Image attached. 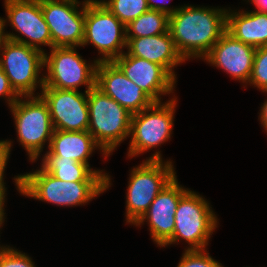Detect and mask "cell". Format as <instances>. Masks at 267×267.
I'll list each match as a JSON object with an SVG mask.
<instances>
[{"label": "cell", "mask_w": 267, "mask_h": 267, "mask_svg": "<svg viewBox=\"0 0 267 267\" xmlns=\"http://www.w3.org/2000/svg\"><path fill=\"white\" fill-rule=\"evenodd\" d=\"M14 178L19 192L23 195L60 206L87 203L106 190V182H65L43 167Z\"/></svg>", "instance_id": "obj_2"}, {"label": "cell", "mask_w": 267, "mask_h": 267, "mask_svg": "<svg viewBox=\"0 0 267 267\" xmlns=\"http://www.w3.org/2000/svg\"><path fill=\"white\" fill-rule=\"evenodd\" d=\"M149 10H155L162 13H165L168 16L173 15L179 8H168L164 3H166L165 0H159L157 3V0H146ZM155 2V3H154Z\"/></svg>", "instance_id": "obj_29"}, {"label": "cell", "mask_w": 267, "mask_h": 267, "mask_svg": "<svg viewBox=\"0 0 267 267\" xmlns=\"http://www.w3.org/2000/svg\"><path fill=\"white\" fill-rule=\"evenodd\" d=\"M187 191L188 189L179 186L175 176L156 196L145 214L134 225L139 226L147 219L152 239L163 247L173 236L177 205Z\"/></svg>", "instance_id": "obj_16"}, {"label": "cell", "mask_w": 267, "mask_h": 267, "mask_svg": "<svg viewBox=\"0 0 267 267\" xmlns=\"http://www.w3.org/2000/svg\"><path fill=\"white\" fill-rule=\"evenodd\" d=\"M160 152L131 171L127 189L126 221L135 224L148 210L156 196L176 176L170 161L163 164Z\"/></svg>", "instance_id": "obj_4"}, {"label": "cell", "mask_w": 267, "mask_h": 267, "mask_svg": "<svg viewBox=\"0 0 267 267\" xmlns=\"http://www.w3.org/2000/svg\"><path fill=\"white\" fill-rule=\"evenodd\" d=\"M227 10L226 31L235 39L255 48L267 46V14L257 11Z\"/></svg>", "instance_id": "obj_20"}, {"label": "cell", "mask_w": 267, "mask_h": 267, "mask_svg": "<svg viewBox=\"0 0 267 267\" xmlns=\"http://www.w3.org/2000/svg\"><path fill=\"white\" fill-rule=\"evenodd\" d=\"M75 49L52 47L50 56L44 53V67H47L48 74L44 76L43 88L78 91L80 85H85L88 92L95 86L98 61L87 65Z\"/></svg>", "instance_id": "obj_8"}, {"label": "cell", "mask_w": 267, "mask_h": 267, "mask_svg": "<svg viewBox=\"0 0 267 267\" xmlns=\"http://www.w3.org/2000/svg\"><path fill=\"white\" fill-rule=\"evenodd\" d=\"M40 4L53 47L82 46L86 4L80 12L77 0H40Z\"/></svg>", "instance_id": "obj_11"}, {"label": "cell", "mask_w": 267, "mask_h": 267, "mask_svg": "<svg viewBox=\"0 0 267 267\" xmlns=\"http://www.w3.org/2000/svg\"><path fill=\"white\" fill-rule=\"evenodd\" d=\"M5 185L3 181H0V226L2 225V223L4 222V198H5Z\"/></svg>", "instance_id": "obj_30"}, {"label": "cell", "mask_w": 267, "mask_h": 267, "mask_svg": "<svg viewBox=\"0 0 267 267\" xmlns=\"http://www.w3.org/2000/svg\"><path fill=\"white\" fill-rule=\"evenodd\" d=\"M177 267H223L218 261L212 259L207 251L185 249Z\"/></svg>", "instance_id": "obj_25"}, {"label": "cell", "mask_w": 267, "mask_h": 267, "mask_svg": "<svg viewBox=\"0 0 267 267\" xmlns=\"http://www.w3.org/2000/svg\"><path fill=\"white\" fill-rule=\"evenodd\" d=\"M227 10L183 6L169 16V32L184 60L205 57L226 32Z\"/></svg>", "instance_id": "obj_1"}, {"label": "cell", "mask_w": 267, "mask_h": 267, "mask_svg": "<svg viewBox=\"0 0 267 267\" xmlns=\"http://www.w3.org/2000/svg\"><path fill=\"white\" fill-rule=\"evenodd\" d=\"M54 177L65 182H106V190L110 183V178L102 171L91 170L87 164H83L72 159L60 158L58 156H44L41 165Z\"/></svg>", "instance_id": "obj_21"}, {"label": "cell", "mask_w": 267, "mask_h": 267, "mask_svg": "<svg viewBox=\"0 0 267 267\" xmlns=\"http://www.w3.org/2000/svg\"><path fill=\"white\" fill-rule=\"evenodd\" d=\"M215 227L217 217L209 203L194 191L188 190L177 205L173 236L163 246L182 238L190 245L188 250H205Z\"/></svg>", "instance_id": "obj_5"}, {"label": "cell", "mask_w": 267, "mask_h": 267, "mask_svg": "<svg viewBox=\"0 0 267 267\" xmlns=\"http://www.w3.org/2000/svg\"><path fill=\"white\" fill-rule=\"evenodd\" d=\"M5 23H6V20L0 18V46L6 39L5 33H4V26H6Z\"/></svg>", "instance_id": "obj_33"}, {"label": "cell", "mask_w": 267, "mask_h": 267, "mask_svg": "<svg viewBox=\"0 0 267 267\" xmlns=\"http://www.w3.org/2000/svg\"><path fill=\"white\" fill-rule=\"evenodd\" d=\"M125 25L103 4H86L82 46L91 43L103 54L97 61H113L126 48Z\"/></svg>", "instance_id": "obj_10"}, {"label": "cell", "mask_w": 267, "mask_h": 267, "mask_svg": "<svg viewBox=\"0 0 267 267\" xmlns=\"http://www.w3.org/2000/svg\"><path fill=\"white\" fill-rule=\"evenodd\" d=\"M84 4H103L125 26L149 10L146 0H85Z\"/></svg>", "instance_id": "obj_23"}, {"label": "cell", "mask_w": 267, "mask_h": 267, "mask_svg": "<svg viewBox=\"0 0 267 267\" xmlns=\"http://www.w3.org/2000/svg\"><path fill=\"white\" fill-rule=\"evenodd\" d=\"M24 98L28 100L22 101L19 98L10 109L14 115L18 140L25 147L31 161H35L46 140L49 142L48 147L50 146L54 127L48 106L40 95Z\"/></svg>", "instance_id": "obj_6"}, {"label": "cell", "mask_w": 267, "mask_h": 267, "mask_svg": "<svg viewBox=\"0 0 267 267\" xmlns=\"http://www.w3.org/2000/svg\"><path fill=\"white\" fill-rule=\"evenodd\" d=\"M126 47L127 54L163 66L175 79L176 75L172 70L185 61L176 49L169 31L156 36L126 38Z\"/></svg>", "instance_id": "obj_18"}, {"label": "cell", "mask_w": 267, "mask_h": 267, "mask_svg": "<svg viewBox=\"0 0 267 267\" xmlns=\"http://www.w3.org/2000/svg\"><path fill=\"white\" fill-rule=\"evenodd\" d=\"M260 120L262 122L263 127H265V130L267 131V101H265L263 103V106L261 107Z\"/></svg>", "instance_id": "obj_32"}, {"label": "cell", "mask_w": 267, "mask_h": 267, "mask_svg": "<svg viewBox=\"0 0 267 267\" xmlns=\"http://www.w3.org/2000/svg\"><path fill=\"white\" fill-rule=\"evenodd\" d=\"M176 100L154 102L150 107L132 114L128 156L133 157L168 141L171 136ZM151 111V112H150Z\"/></svg>", "instance_id": "obj_9"}, {"label": "cell", "mask_w": 267, "mask_h": 267, "mask_svg": "<svg viewBox=\"0 0 267 267\" xmlns=\"http://www.w3.org/2000/svg\"><path fill=\"white\" fill-rule=\"evenodd\" d=\"M125 29L126 38L163 34L169 31V16L159 11L148 10L130 22Z\"/></svg>", "instance_id": "obj_22"}, {"label": "cell", "mask_w": 267, "mask_h": 267, "mask_svg": "<svg viewBox=\"0 0 267 267\" xmlns=\"http://www.w3.org/2000/svg\"><path fill=\"white\" fill-rule=\"evenodd\" d=\"M251 3H254L256 5L258 9L256 10L257 12L267 14V0H251Z\"/></svg>", "instance_id": "obj_31"}, {"label": "cell", "mask_w": 267, "mask_h": 267, "mask_svg": "<svg viewBox=\"0 0 267 267\" xmlns=\"http://www.w3.org/2000/svg\"><path fill=\"white\" fill-rule=\"evenodd\" d=\"M88 132L105 157L130 135L132 113L94 86L88 91Z\"/></svg>", "instance_id": "obj_3"}, {"label": "cell", "mask_w": 267, "mask_h": 267, "mask_svg": "<svg viewBox=\"0 0 267 267\" xmlns=\"http://www.w3.org/2000/svg\"><path fill=\"white\" fill-rule=\"evenodd\" d=\"M113 62L154 102H161V95L173 91L176 79L157 63L127 53L115 58Z\"/></svg>", "instance_id": "obj_15"}, {"label": "cell", "mask_w": 267, "mask_h": 267, "mask_svg": "<svg viewBox=\"0 0 267 267\" xmlns=\"http://www.w3.org/2000/svg\"><path fill=\"white\" fill-rule=\"evenodd\" d=\"M100 148L92 135L86 131L54 130L49 151L44 156H58L87 164L88 158L95 148Z\"/></svg>", "instance_id": "obj_19"}, {"label": "cell", "mask_w": 267, "mask_h": 267, "mask_svg": "<svg viewBox=\"0 0 267 267\" xmlns=\"http://www.w3.org/2000/svg\"><path fill=\"white\" fill-rule=\"evenodd\" d=\"M256 48L235 39L227 31L204 57L207 62L225 70L231 77L248 83Z\"/></svg>", "instance_id": "obj_17"}, {"label": "cell", "mask_w": 267, "mask_h": 267, "mask_svg": "<svg viewBox=\"0 0 267 267\" xmlns=\"http://www.w3.org/2000/svg\"><path fill=\"white\" fill-rule=\"evenodd\" d=\"M0 51H3L0 66L21 98L33 96L37 83L41 89L44 87V77L39 78L44 67V51L9 39L4 40Z\"/></svg>", "instance_id": "obj_7"}, {"label": "cell", "mask_w": 267, "mask_h": 267, "mask_svg": "<svg viewBox=\"0 0 267 267\" xmlns=\"http://www.w3.org/2000/svg\"><path fill=\"white\" fill-rule=\"evenodd\" d=\"M11 141H0V181H3L4 169L10 154Z\"/></svg>", "instance_id": "obj_28"}, {"label": "cell", "mask_w": 267, "mask_h": 267, "mask_svg": "<svg viewBox=\"0 0 267 267\" xmlns=\"http://www.w3.org/2000/svg\"><path fill=\"white\" fill-rule=\"evenodd\" d=\"M0 267H35L31 258L12 248H0Z\"/></svg>", "instance_id": "obj_26"}, {"label": "cell", "mask_w": 267, "mask_h": 267, "mask_svg": "<svg viewBox=\"0 0 267 267\" xmlns=\"http://www.w3.org/2000/svg\"><path fill=\"white\" fill-rule=\"evenodd\" d=\"M248 82L263 92L267 91V46L256 48L252 73Z\"/></svg>", "instance_id": "obj_24"}, {"label": "cell", "mask_w": 267, "mask_h": 267, "mask_svg": "<svg viewBox=\"0 0 267 267\" xmlns=\"http://www.w3.org/2000/svg\"><path fill=\"white\" fill-rule=\"evenodd\" d=\"M8 21L22 36L6 33V39L43 51L39 45L53 47L49 27L44 19L40 0H5Z\"/></svg>", "instance_id": "obj_12"}, {"label": "cell", "mask_w": 267, "mask_h": 267, "mask_svg": "<svg viewBox=\"0 0 267 267\" xmlns=\"http://www.w3.org/2000/svg\"><path fill=\"white\" fill-rule=\"evenodd\" d=\"M1 95L6 97L8 96L7 101L9 106H11L20 98V96L12 88L8 77L0 66V96Z\"/></svg>", "instance_id": "obj_27"}, {"label": "cell", "mask_w": 267, "mask_h": 267, "mask_svg": "<svg viewBox=\"0 0 267 267\" xmlns=\"http://www.w3.org/2000/svg\"><path fill=\"white\" fill-rule=\"evenodd\" d=\"M95 86L132 114L154 103L113 61L97 63Z\"/></svg>", "instance_id": "obj_14"}, {"label": "cell", "mask_w": 267, "mask_h": 267, "mask_svg": "<svg viewBox=\"0 0 267 267\" xmlns=\"http://www.w3.org/2000/svg\"><path fill=\"white\" fill-rule=\"evenodd\" d=\"M54 130L86 131L89 127L88 92L42 88Z\"/></svg>", "instance_id": "obj_13"}]
</instances>
